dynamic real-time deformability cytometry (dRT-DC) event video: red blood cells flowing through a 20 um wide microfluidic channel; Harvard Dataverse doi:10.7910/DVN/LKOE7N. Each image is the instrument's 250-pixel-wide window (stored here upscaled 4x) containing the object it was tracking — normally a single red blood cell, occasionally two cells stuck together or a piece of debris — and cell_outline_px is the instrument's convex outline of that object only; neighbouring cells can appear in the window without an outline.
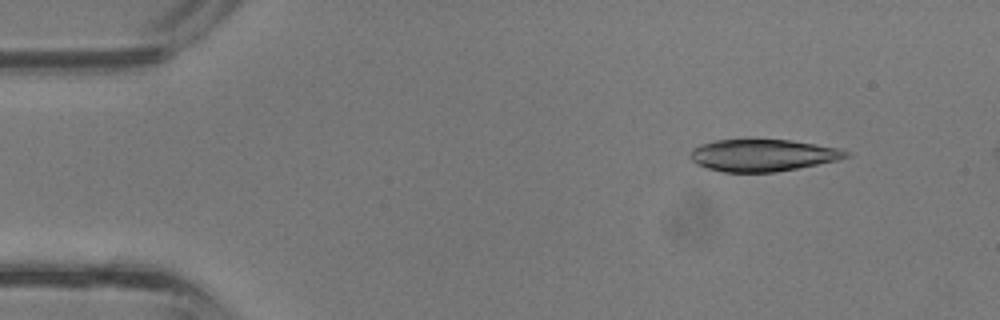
{"species": "common noctule bat (a hibernating species)", "species_latin": "Nyctalus noctula", "temperature_condition": "room temperature", "stored_images_in_passage": 14, "camera_frame_rate_fps": 3000, "um_per_image_px": 0.085, "animal": {"sex": "male", "body_mass_g": 13.3}, "frame": {"image": 1, "passage_image": 4, "time_ms": 1.0, "image_size_px": [1000, 320], "cell_outline_px": [[852, 156], [836, 160], [776, 172], [724, 172], [708, 168], [696, 164], [692, 160], [692, 148], [700, 144], [716, 140], [792, 140], [816, 144], [836, 148], [848, 152]], "centroid_in_image_um": [64.82, 13.2], "position_along_channel_um": 20.2, "area_um2": 28.67}}
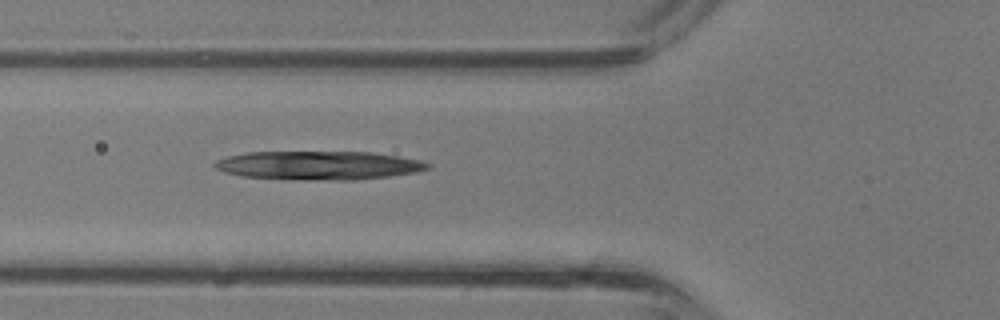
{"frame": {"image": 2, "passage_image": 13, "time_ms": 4.0, "image_size_px": [1000, 320], "cell_outline_px": [[432, 168], [416, 172], [388, 176], [352, 180], [296, 180], [244, 176], [224, 172], [216, 168], [212, 164], [216, 160], [228, 156], [248, 152], [372, 152], [420, 160], [432, 164]], "centroid_in_image_um": [27.1, 14.06], "position_along_channel_um": 98.7, "area_um2": 35.66}}